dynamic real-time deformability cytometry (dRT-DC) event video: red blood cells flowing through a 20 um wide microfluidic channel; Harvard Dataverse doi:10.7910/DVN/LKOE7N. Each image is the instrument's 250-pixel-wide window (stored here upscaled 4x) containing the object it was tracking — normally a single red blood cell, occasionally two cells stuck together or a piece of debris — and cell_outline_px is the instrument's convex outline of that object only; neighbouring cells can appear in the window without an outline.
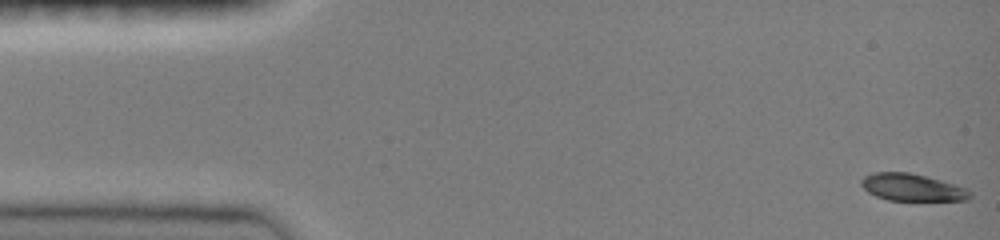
{"species": "common noctule bat (a hibernating species)", "species_latin": "Nyctalus noctula", "temperature_condition": "room temperature", "stored_images_in_passage": 47, "camera_frame_rate_fps": 3000, "um_per_image_px": 0.085, "animal": {"sex": "female", "body_mass_g": 19.0, "forearm_length_mm": 51.5}, "frame": {"image": 1, "passage_image": 1, "time_ms": 0.0, "image_size_px": [1000, 240], "cell_outline_px": [[972, 196], [968, 200], [888, 200], [876, 196], [868, 192], [860, 184], [860, 180], [864, 176], [876, 172], [908, 172], [924, 176], [952, 184], [964, 188], [972, 192]], "centroid_in_image_um": [77.49, 15.93], "position_along_channel_um": 7.5, "area_um2": 16.94}}
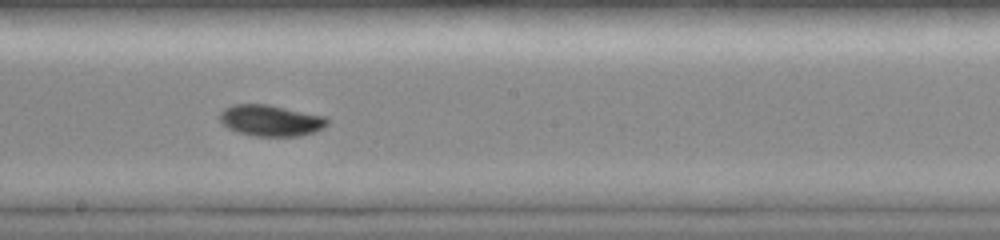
{"frame": {"image": 2, "passage_image": 26, "time_ms": 8.333, "image_size_px": [1000, 240], "cell_outline_px": [[328, 124], [324, 128], [316, 132], [300, 136], [252, 136], [236, 132], [228, 128], [220, 120], [220, 112], [224, 108], [232, 104], [268, 104], [328, 116]], "centroid_in_image_um": [23.05, 10.24], "position_along_channel_um": 225.1, "area_um2": 19.94}}
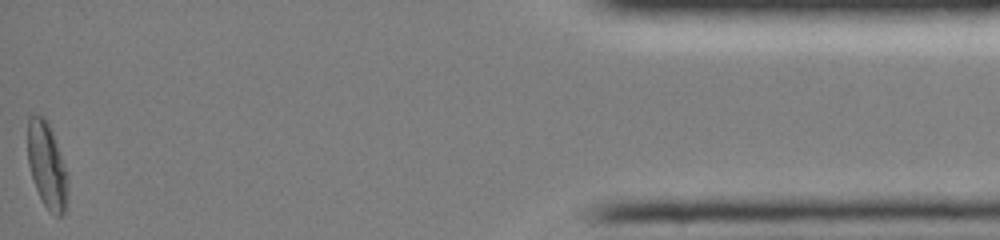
{"frame": {"image": 3, "passage_image": 47, "time_ms": 15.333, "image_size_px": [1000, 240], "cell_outline_px": [[68, 188], [64, 212], [60, 216], [56, 216], [48, 212], [36, 188], [28, 164], [28, 116], [44, 116], [52, 132], [68, 176]], "centroid_in_image_um": [3.99, 14.09], "position_along_channel_um": 431.2, "area_um2": 19.71}, "authors_computed_cell_mechanics": {"area_um2": 18.7272, "velocity_mm_per_s": 4.061, "shape_relaxation_time_tau1_ms": 2.9228, "shape_relaxation_time_tau2_ms": null, "deformation_change_tau1": 0.1474, "deformation_change_tau2": null}}